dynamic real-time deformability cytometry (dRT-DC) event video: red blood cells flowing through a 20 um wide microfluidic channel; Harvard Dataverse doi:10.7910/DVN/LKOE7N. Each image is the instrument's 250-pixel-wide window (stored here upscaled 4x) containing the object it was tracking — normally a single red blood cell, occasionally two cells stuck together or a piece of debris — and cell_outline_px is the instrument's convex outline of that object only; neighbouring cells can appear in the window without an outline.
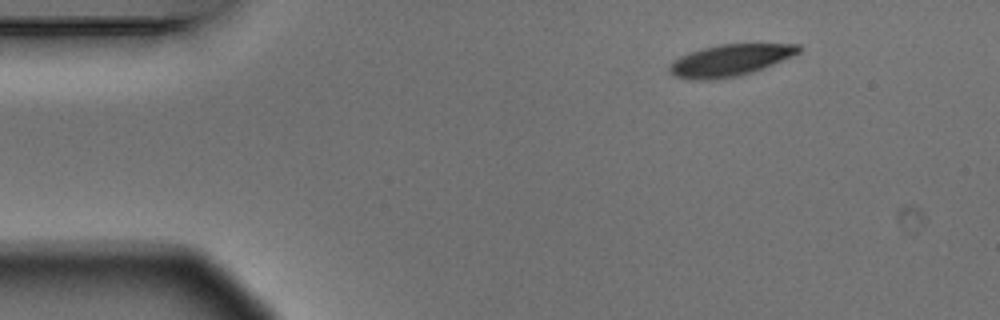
{"species": "Egyptian fruit bat (a non-hibernating species)", "species_latin": "Rousettus aegyptiacus", "temperature_condition": "warm", "stored_images_in_passage": 3, "camera_frame_rate_fps": 3000, "um_per_image_px": 0.085, "animal": {"sex": "male"}, "frame": {"image": 1, "passage_image": 1, "time_ms": 0.0, "image_size_px": [1000, 320], "cell_outline_px": [[800, 52], [792, 56], [764, 68], [740, 76], [716, 80], [688, 80], [676, 76], [668, 72], [668, 64], [680, 56], [700, 48], [720, 44], [800, 44]], "centroid_in_image_um": [62.0, 5.14], "position_along_channel_um": 23.0, "area_um2": 24.1}}
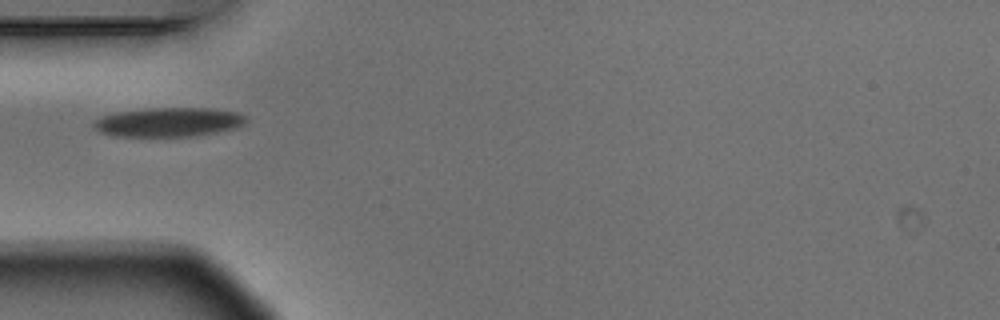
{"frame": {"image": 2, "passage_image": 3, "time_ms": 0.667, "image_size_px": [1000, 320], "cell_outline_px": [[248, 120], [244, 124], [236, 128], [196, 136], [112, 136], [100, 132], [92, 128], [92, 124], [96, 120], [104, 116], [116, 112], [148, 108], [212, 108], [236, 112], [244, 116]], "centroid_in_image_um": [14.32, 10.38], "position_along_channel_um": 70.7, "area_um2": 25.95}}